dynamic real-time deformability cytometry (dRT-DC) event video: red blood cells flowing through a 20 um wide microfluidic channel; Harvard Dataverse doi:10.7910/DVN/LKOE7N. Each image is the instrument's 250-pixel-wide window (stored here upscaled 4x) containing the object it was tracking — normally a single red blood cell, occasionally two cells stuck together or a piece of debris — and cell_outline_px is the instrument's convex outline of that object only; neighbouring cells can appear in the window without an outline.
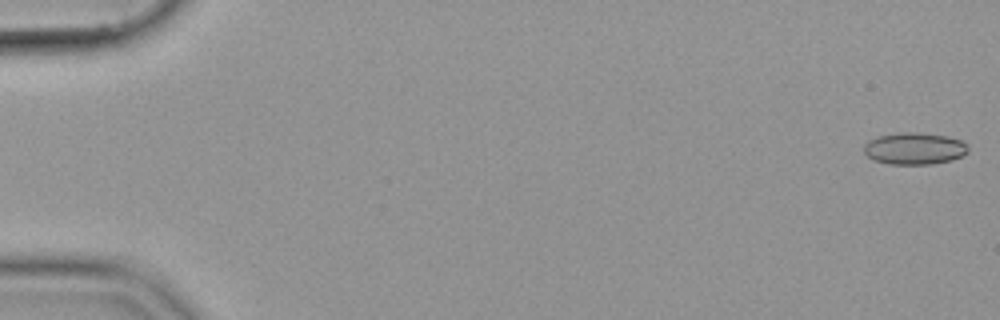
{"species": "common noctule bat (a hibernating species)", "species_latin": "Nyctalus noctula", "temperature_condition": "cold", "stored_images_in_passage": 55, "camera_frame_rate_fps": 3000, "um_per_image_px": 0.085, "animal": {"sex": "female", "body_mass_g": 19.9}, "frame": {"image": 1, "passage_image": 1, "time_ms": 0.0, "image_size_px": [1000, 320], "cell_outline_px": [[968, 152], [952, 160], [932, 164], [892, 164], [876, 160], [868, 156], [864, 152], [864, 144], [868, 140], [876, 136], [900, 132], [916, 132], [948, 136], [960, 140], [968, 144]], "centroid_in_image_um": [77.73, 12.61], "position_along_channel_um": 7.3, "area_um2": 19.42}}
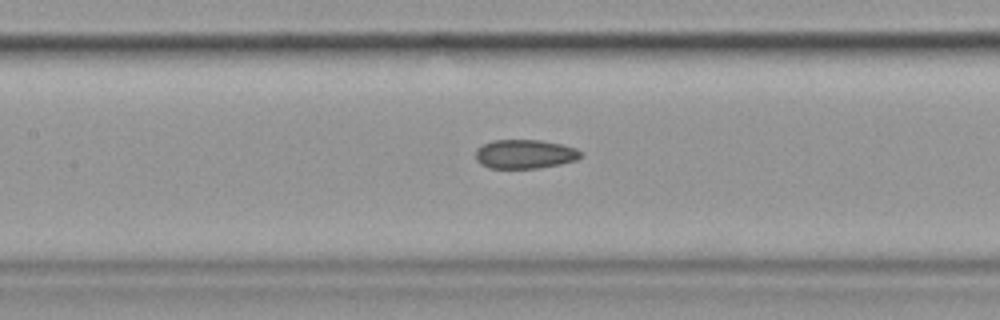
{"frame": {"image": 2, "passage_image": 26, "time_ms": 8.333, "image_size_px": [1000, 320], "cell_outline_px": [[580, 156], [576, 160], [560, 164], [536, 168], [488, 168], [480, 164], [476, 160], [476, 148], [492, 140], [540, 140], [560, 144], [576, 148], [580, 152]], "centroid_in_image_um": [44.56, 13.1], "position_along_channel_um": 162.8, "area_um2": 17.69}}
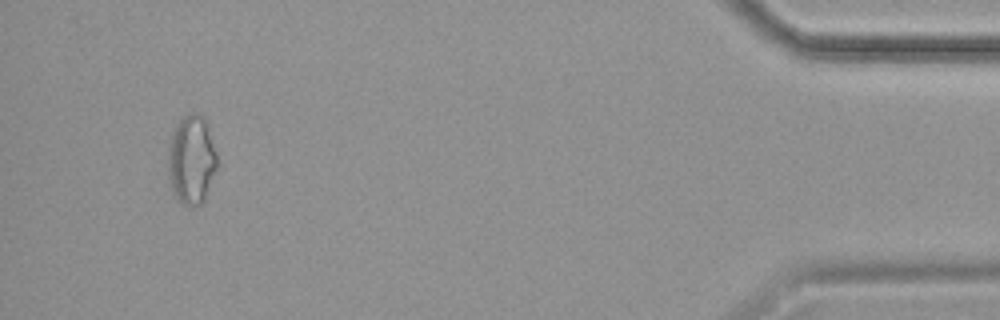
{"frame": {"image": 3, "passage_image": 52, "time_ms": 17.0, "image_size_px": [1000, 320], "cell_outline_px": [[220, 164], [204, 200], [200, 204], [184, 204], [172, 192], [168, 176], [168, 144], [172, 132], [180, 120], [184, 116], [192, 112], [200, 112], [204, 116]], "centroid_in_image_um": [16.3, 13.55], "position_along_channel_um": 418.9, "area_um2": 25.72}}